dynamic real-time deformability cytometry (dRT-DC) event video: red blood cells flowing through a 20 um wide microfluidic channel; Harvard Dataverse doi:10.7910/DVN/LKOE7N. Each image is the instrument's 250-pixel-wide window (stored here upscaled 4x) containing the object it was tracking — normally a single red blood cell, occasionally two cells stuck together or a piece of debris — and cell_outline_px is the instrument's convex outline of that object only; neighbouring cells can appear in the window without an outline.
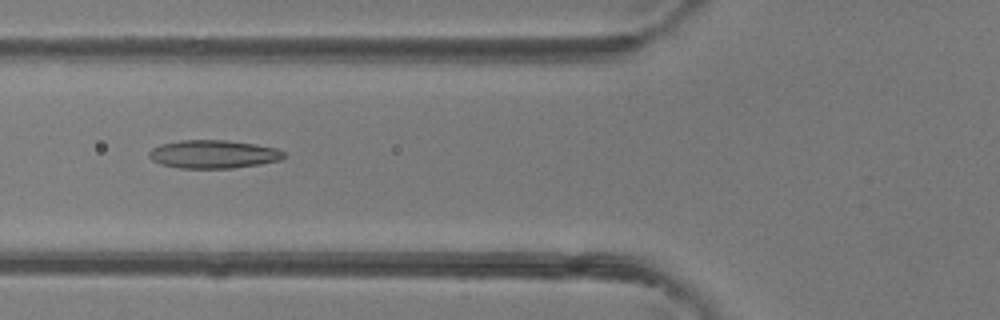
{"species": "common noctule bat (a hibernating species)", "species_latin": "Nyctalus noctula", "temperature_condition": "room temperature", "stored_images_in_passage": 4, "camera_frame_rate_fps": 3000, "um_per_image_px": 0.085, "animal": {"sex": "female"}, "frame": {"image": 1, "passage_image": 4, "time_ms": 3.333, "image_size_px": [1000, 320], "cell_outline_px": [[288, 156], [280, 160], [260, 164], [232, 168], [180, 168], [164, 164], [152, 160], [148, 156], [148, 152], [152, 148], [160, 144], [180, 140], [224, 140], [256, 144], [276, 148], [284, 152]], "centroid_in_image_um": [18.16, 13.1], "position_along_channel_um": 107.6, "area_um2": 22.2}}